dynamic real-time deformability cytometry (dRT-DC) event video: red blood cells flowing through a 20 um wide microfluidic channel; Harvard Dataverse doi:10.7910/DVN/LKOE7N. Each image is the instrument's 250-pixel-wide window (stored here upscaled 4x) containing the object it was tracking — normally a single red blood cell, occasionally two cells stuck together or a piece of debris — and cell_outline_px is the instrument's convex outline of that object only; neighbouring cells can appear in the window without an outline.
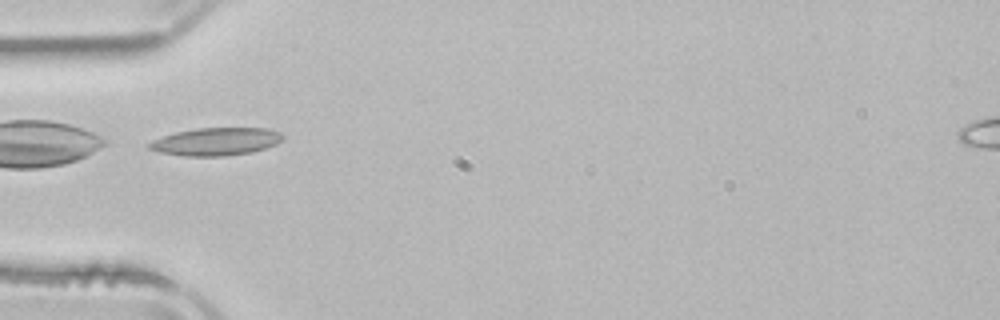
{"species": "common noctule bat (a hibernating species)", "species_latin": "Nyctalus noctula", "temperature_condition": "room temperature", "stored_images_in_passage": 2, "camera_frame_rate_fps": 3000, "um_per_image_px": 0.085, "animal": {"sex": "male", "body_mass_g": 21.5, "forearm_length_mm": 52.0}, "frame": {"image": 1, "passage_image": 2, "time_ms": 1.333, "image_size_px": [1000, 320], "cell_outline_px": [[284, 140], [276, 144], [252, 152], [224, 156], [184, 156], [160, 152], [148, 148], [148, 144], [152, 140], [176, 132], [196, 128], [268, 128], [280, 132], [284, 136]], "centroid_in_image_um": [18.39, 12.03], "position_along_channel_um": 66.6, "area_um2": 21.62}}